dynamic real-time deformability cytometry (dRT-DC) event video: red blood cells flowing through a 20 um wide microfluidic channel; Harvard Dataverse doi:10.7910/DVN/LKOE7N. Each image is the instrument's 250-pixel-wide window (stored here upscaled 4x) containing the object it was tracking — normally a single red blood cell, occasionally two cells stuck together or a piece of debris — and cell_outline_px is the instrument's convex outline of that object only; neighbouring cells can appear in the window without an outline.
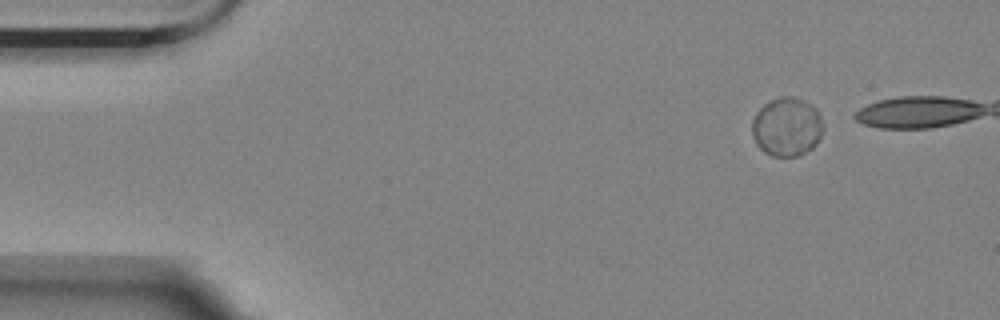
{"species": "Egyptian fruit bat (a non-hibernating species)", "species_latin": "Rousettus aegyptiacus", "temperature_condition": "room temperature", "stored_images_in_passage": 3, "camera_frame_rate_fps": 3000, "um_per_image_px": 0.085, "animal": {"sex": "female"}, "frame": {"image": 1, "passage_image": 1, "time_ms": 0.0, "image_size_px": [1000, 320], "cell_outline_px": [[824, 128], [816, 144], [812, 148], [796, 156], [772, 156], [764, 152], [756, 144], [752, 136], [752, 120], [756, 112], [764, 104], [780, 96], [792, 96], [804, 100], [816, 108], [820, 116]], "centroid_in_image_um": [66.87, 10.77], "position_along_channel_um": 18.1, "area_um2": 24.45}}